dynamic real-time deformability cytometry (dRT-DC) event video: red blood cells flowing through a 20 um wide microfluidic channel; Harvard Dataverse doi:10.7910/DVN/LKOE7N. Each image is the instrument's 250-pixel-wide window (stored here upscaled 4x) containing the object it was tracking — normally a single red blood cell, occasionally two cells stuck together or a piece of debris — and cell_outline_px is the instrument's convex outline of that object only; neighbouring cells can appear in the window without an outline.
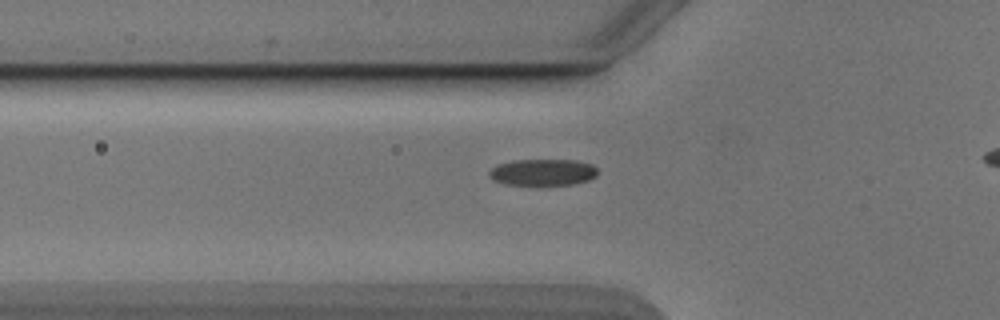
{"species": "Egyptian fruit bat (a non-hibernating species)", "species_latin": "Rousettus aegyptiacus", "temperature_condition": "cold", "stored_images_in_passage": 40, "camera_frame_rate_fps": 3000, "um_per_image_px": 0.085, "animal": {"sex": "male"}, "frame": {"image": 1, "passage_image": 12, "time_ms": 3.667, "image_size_px": [1000, 320], "cell_outline_px": [[596, 176], [588, 180], [576, 184], [544, 188], [540, 188], [504, 184], [492, 180], [488, 176], [488, 172], [496, 164], [512, 160], [576, 160], [592, 164], [596, 168]], "centroid_in_image_um": [46.09, 14.7], "position_along_channel_um": 79.7, "area_um2": 17.86}}
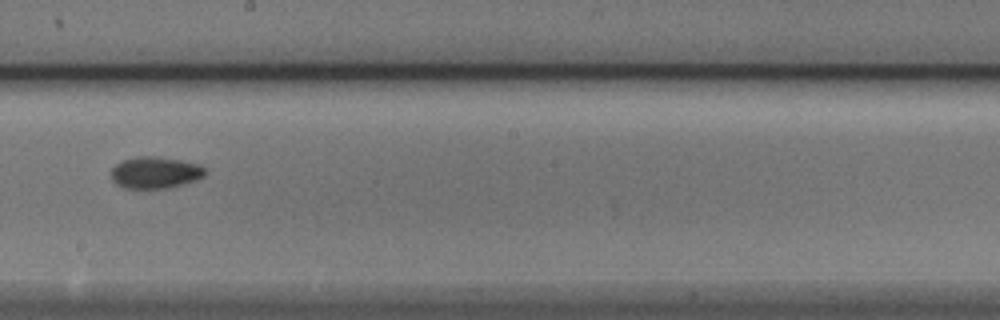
{"frame": {"image": 2, "passage_image": 24, "time_ms": 7.667, "image_size_px": [1000, 320], "cell_outline_px": [[208, 172], [204, 176], [196, 180], [168, 188], [124, 188], [116, 184], [112, 180], [112, 168], [120, 160], [136, 156], [156, 156], [180, 160], [200, 164]], "centroid_in_image_um": [13.19, 14.65], "position_along_channel_um": 235.0, "area_um2": 17.51}}
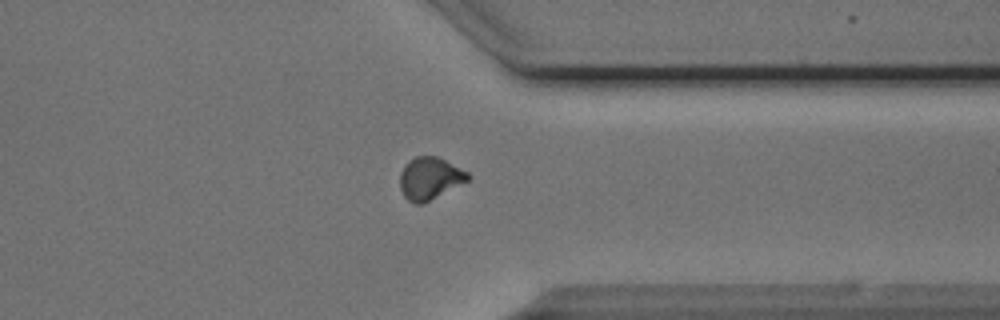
{"frame": {"image": 3, "passage_image": 35, "time_ms": 11.333, "image_size_px": [1000, 320], "cell_outline_px": [[468, 180], [420, 204], [416, 204], [408, 200], [404, 196], [400, 188], [400, 172], [404, 164], [408, 160], [416, 156], [436, 156], [468, 172]], "centroid_in_image_um": [36.47, 15.13], "position_along_channel_um": 374.9, "area_um2": 16.3}}